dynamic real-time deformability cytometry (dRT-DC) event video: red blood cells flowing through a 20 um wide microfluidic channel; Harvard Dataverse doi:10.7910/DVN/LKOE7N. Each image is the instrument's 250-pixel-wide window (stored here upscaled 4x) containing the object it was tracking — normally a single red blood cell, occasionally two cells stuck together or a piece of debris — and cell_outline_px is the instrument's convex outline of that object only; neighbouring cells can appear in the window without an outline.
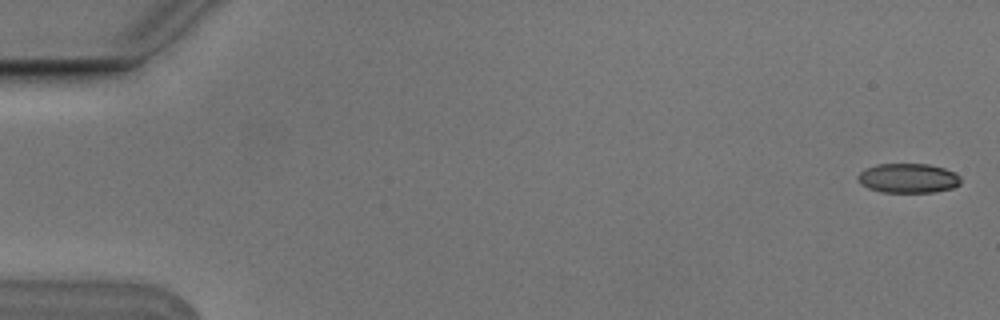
{"species": "Egyptian fruit bat (a non-hibernating species)", "species_latin": "Rousettus aegyptiacus", "temperature_condition": "cold", "stored_images_in_passage": 6, "camera_frame_rate_fps": 3000, "um_per_image_px": 0.085, "animal": {"sex": "male"}, "frame": {"image": 1, "passage_image": 1, "time_ms": 0.0, "image_size_px": [1000, 320], "cell_outline_px": [[960, 184], [952, 188], [932, 192], [880, 192], [868, 188], [860, 184], [856, 176], [864, 168], [876, 164], [928, 164], [944, 168], [956, 172], [960, 176]], "centroid_in_image_um": [77.17, 15.14], "position_along_channel_um": 7.8, "area_um2": 17.86}}